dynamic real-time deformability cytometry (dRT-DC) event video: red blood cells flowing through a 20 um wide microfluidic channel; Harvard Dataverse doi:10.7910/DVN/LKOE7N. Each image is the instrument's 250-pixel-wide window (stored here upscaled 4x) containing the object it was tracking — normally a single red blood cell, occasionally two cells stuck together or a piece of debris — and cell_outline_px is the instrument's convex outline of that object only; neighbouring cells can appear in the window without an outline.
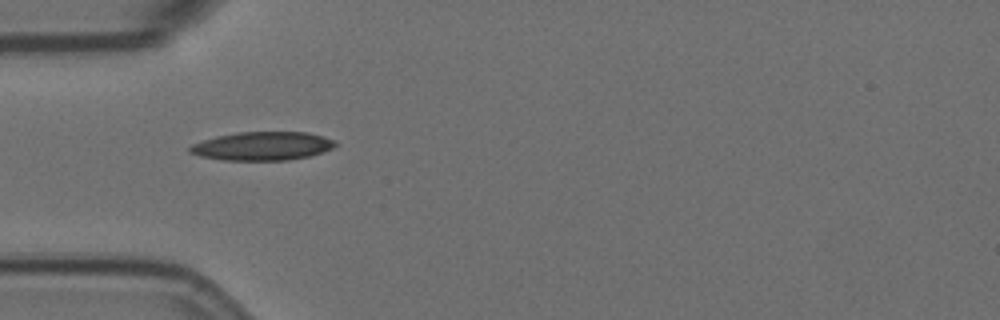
{"species": "Egyptian fruit bat (a non-hibernating species)", "species_latin": "Rousettus aegyptiacus", "temperature_condition": "room temperature", "stored_images_in_passage": 5, "camera_frame_rate_fps": 3000, "um_per_image_px": 0.085, "animal": {"sex": "female"}, "frame": {"image": 1, "passage_image": 1, "time_ms": 0.0, "image_size_px": [1000, 320], "cell_outline_px": [[336, 144], [332, 148], [308, 156], [288, 160], [224, 160], [200, 156], [188, 152], [188, 148], [192, 144], [216, 136], [236, 132], [308, 132], [324, 136], [336, 140]], "centroid_in_image_um": [22.29, 12.4], "position_along_channel_um": 62.7, "area_um2": 24.16}}
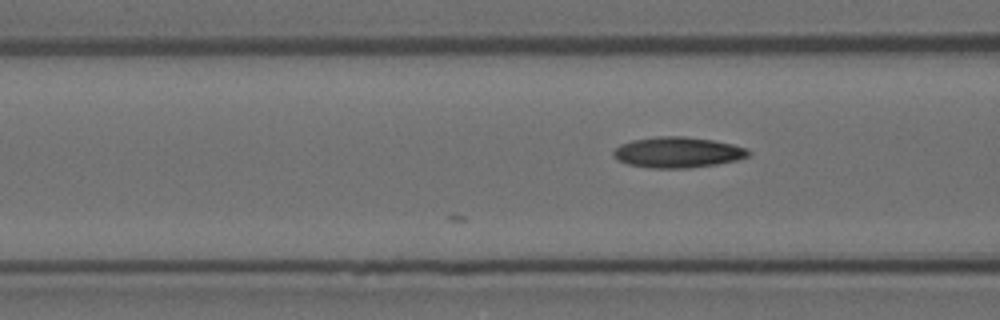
{"frame": {"image": 2, "passage_image": 5, "time_ms": 1.333, "image_size_px": [1000, 320], "cell_outline_px": [[752, 152], [748, 156], [740, 160], [716, 164], [688, 168], [648, 168], [628, 164], [616, 160], [612, 156], [612, 152], [620, 144], [632, 140], [656, 136], [684, 136], [712, 140], [732, 144], [748, 148]], "centroid_in_image_um": [57.6, 12.95], "position_along_channel_um": 109.0, "area_um2": 24.45}}